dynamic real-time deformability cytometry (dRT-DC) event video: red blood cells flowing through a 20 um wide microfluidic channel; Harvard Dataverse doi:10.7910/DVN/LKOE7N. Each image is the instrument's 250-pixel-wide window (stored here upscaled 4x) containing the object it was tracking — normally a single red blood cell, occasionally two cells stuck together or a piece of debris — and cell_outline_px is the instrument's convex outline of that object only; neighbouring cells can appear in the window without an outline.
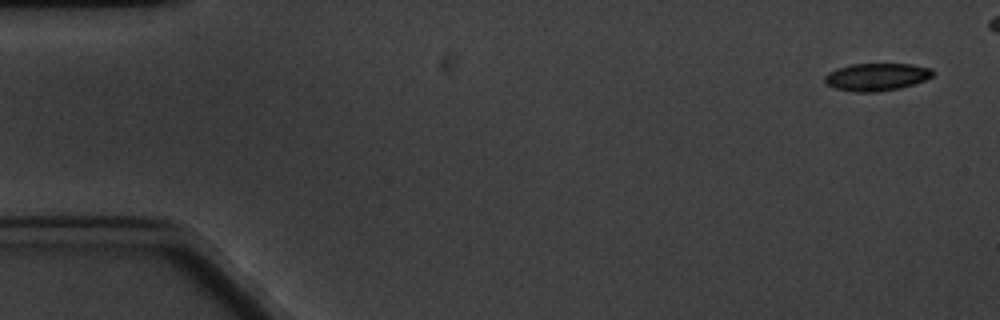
{"species": "common noctule bat (a hibernating species)", "species_latin": "Nyctalus noctula", "temperature_condition": "cold", "stored_images_in_passage": 10, "camera_frame_rate_fps": 3000, "um_per_image_px": 0.085, "animal": {"sex": "male", "body_mass_g": 20.1, "forearm_length_mm": 53.5}, "frame": {"image": 1, "passage_image": 1, "time_ms": 0.0, "image_size_px": [1000, 320], "cell_outline_px": [[936, 72], [932, 76], [924, 80], [900, 88], [876, 92], [852, 92], [832, 88], [824, 80], [824, 76], [828, 72], [852, 64], [912, 64], [932, 68]], "centroid_in_image_um": [74.51, 6.54], "position_along_channel_um": 10.5, "area_um2": 17.4}}
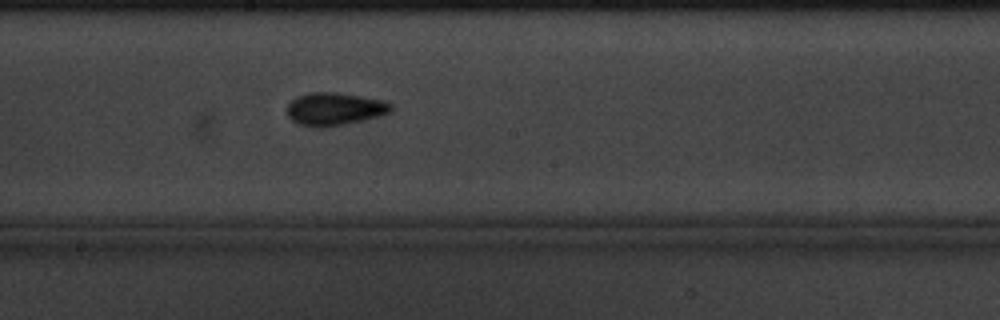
{"frame": {"image": 2, "passage_image": 9, "time_ms": 10.0, "image_size_px": [1000, 320], "cell_outline_px": [[392, 108], [388, 112], [364, 120], [324, 128], [316, 128], [296, 124], [288, 116], [284, 108], [296, 96], [312, 92], [336, 92], [388, 100], [392, 104]], "centroid_in_image_um": [28.39, 9.26], "position_along_channel_um": 219.8, "area_um2": 20.23}}